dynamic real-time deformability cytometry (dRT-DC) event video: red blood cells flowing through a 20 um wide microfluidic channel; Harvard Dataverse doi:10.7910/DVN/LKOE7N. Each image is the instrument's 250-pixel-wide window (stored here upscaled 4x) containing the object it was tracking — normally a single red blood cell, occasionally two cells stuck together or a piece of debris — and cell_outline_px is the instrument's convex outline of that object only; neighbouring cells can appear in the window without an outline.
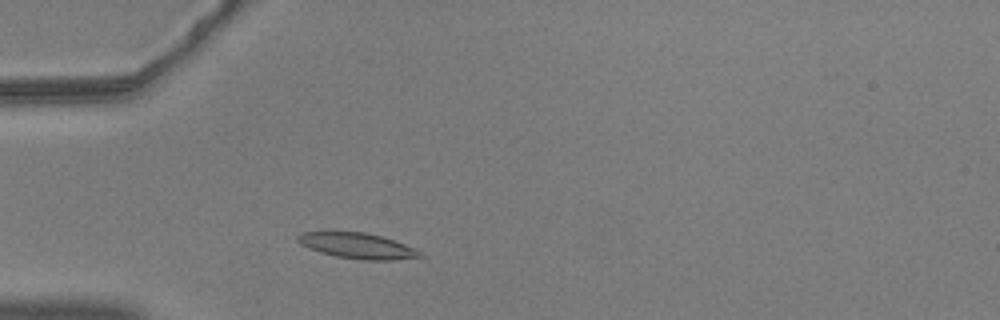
{"species": "common noctule bat (a hibernating species)", "species_latin": "Nyctalus noctula", "temperature_condition": "warm", "stored_images_in_passage": 46, "camera_frame_rate_fps": 3000, "um_per_image_px": 0.085, "animal": {"sex": "male", "body_mass_g": 20.5, "forearm_length_mm": 52.5}, "frame": {"image": 1, "passage_image": 6, "time_ms": 1.667, "image_size_px": [1000, 320], "cell_outline_px": [[424, 256], [392, 260], [364, 260], [336, 256], [320, 252], [308, 248], [300, 244], [296, 240], [296, 236], [300, 232], [364, 232], [380, 236], [404, 244], [420, 252]], "centroid_in_image_um": [30.31, 20.89], "position_along_channel_um": 54.7, "area_um2": 17.98}}
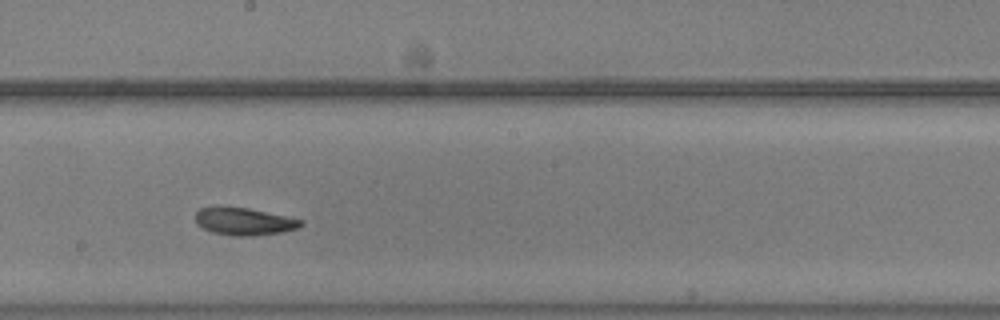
{"frame": {"image": 2, "passage_image": 21, "time_ms": 6.667, "image_size_px": [1000, 320], "cell_outline_px": [[304, 224], [296, 228], [280, 232], [252, 236], [232, 236], [212, 232], [196, 224], [196, 212], [200, 208], [216, 204], [248, 208], [304, 220]], "centroid_in_image_um": [20.68, 18.79], "position_along_channel_um": 227.5, "area_um2": 17.17}}
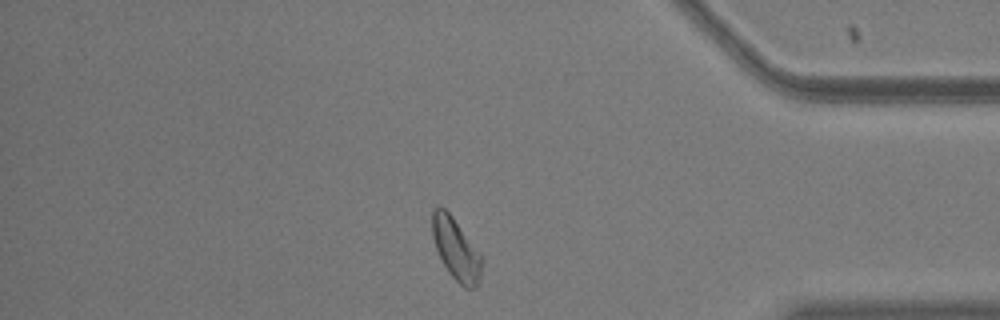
{"frame": {"image": 3, "passage_image": 37, "time_ms": 12.0, "image_size_px": [1000, 320], "cell_outline_px": [[484, 260], [480, 276], [476, 284], [472, 288], [464, 288], [448, 272], [436, 248], [432, 236], [432, 212], [440, 204], [452, 216], [484, 256]], "centroid_in_image_um": [38.78, 21.16], "position_along_channel_um": 396.4, "area_um2": 17.86}}